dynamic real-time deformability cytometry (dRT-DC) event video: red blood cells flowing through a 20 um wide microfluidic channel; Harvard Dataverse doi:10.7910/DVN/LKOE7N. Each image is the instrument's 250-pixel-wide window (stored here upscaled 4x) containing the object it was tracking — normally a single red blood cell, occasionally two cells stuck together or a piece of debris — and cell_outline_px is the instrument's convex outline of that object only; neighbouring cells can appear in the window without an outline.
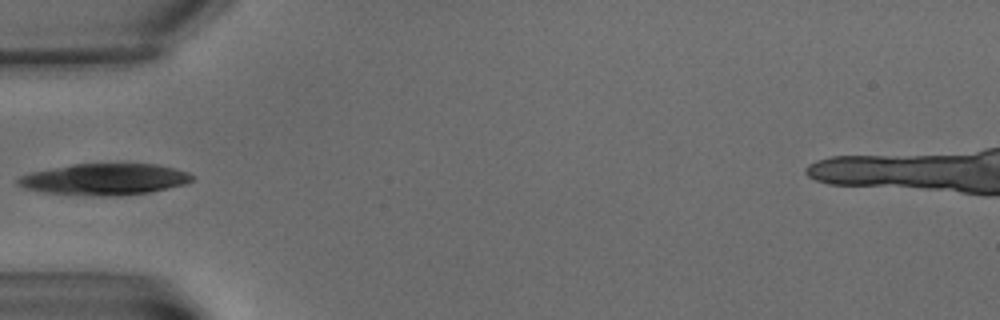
{"species": "common noctule bat (a hibernating species)", "species_latin": "Nyctalus noctula", "temperature_condition": "warm", "stored_images_in_passage": 9, "camera_frame_rate_fps": 3000, "um_per_image_px": 0.085, "animal": {"sex": "male", "body_mass_g": 15.6}, "frame": {"image": 1, "passage_image": 6, "time_ms": 6.667, "image_size_px": [1000, 320], "cell_outline_px": [[196, 180], [184, 184], [152, 192], [120, 196], [92, 196], [44, 192], [24, 188], [16, 184], [16, 180], [20, 176], [32, 172], [72, 164], [156, 164], [188, 172], [196, 176]], "centroid_in_image_um": [8.92, 15.25], "position_along_channel_um": 76.1, "area_um2": 32.02}}
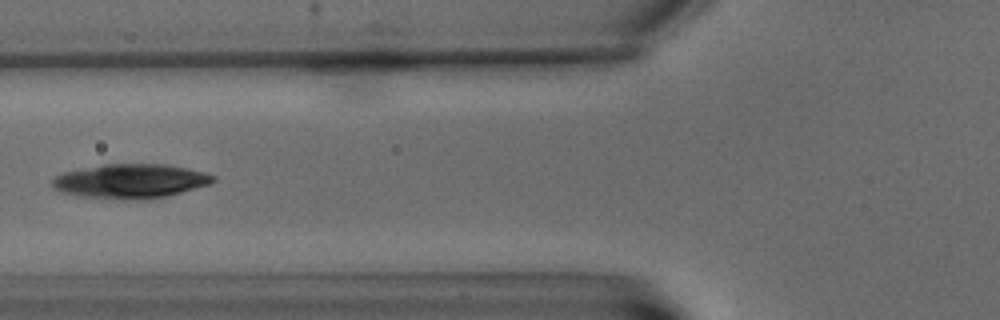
{"frame": {"image": 2, "passage_image": 7, "time_ms": 8.0, "image_size_px": [1000, 320], "cell_outline_px": [[216, 180], [208, 184], [168, 196], [148, 200], [124, 200], [80, 196], [60, 192], [52, 188], [52, 180], [56, 176], [64, 172], [104, 164], [164, 164], [188, 168], [204, 172], [216, 176]], "centroid_in_image_um": [11.09, 15.41], "position_along_channel_um": 114.7, "area_um2": 32.31}}